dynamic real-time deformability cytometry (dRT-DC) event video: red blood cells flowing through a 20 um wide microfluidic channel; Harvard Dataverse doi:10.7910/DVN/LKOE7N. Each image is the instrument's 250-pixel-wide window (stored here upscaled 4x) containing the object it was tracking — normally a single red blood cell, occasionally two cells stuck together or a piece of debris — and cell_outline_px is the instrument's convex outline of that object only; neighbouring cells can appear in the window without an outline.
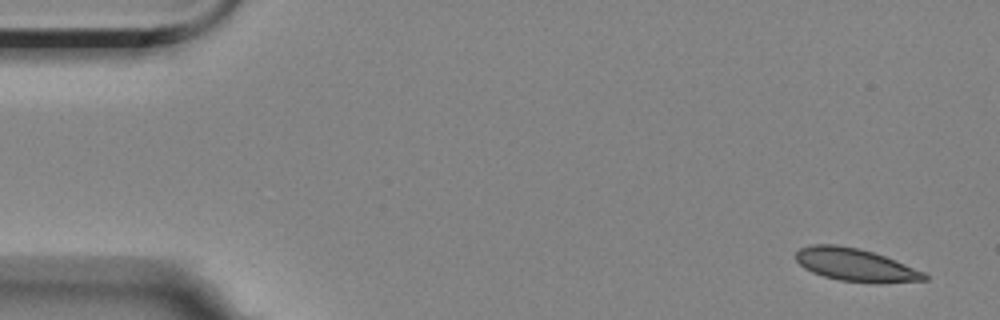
{"species": "Egyptian fruit bat (a non-hibernating species)", "species_latin": "Rousettus aegyptiacus", "temperature_condition": "room temperature", "stored_images_in_passage": 5, "camera_frame_rate_fps": 3000, "um_per_image_px": 0.085, "animal": {"sex": "female"}, "frame": {"image": 1, "passage_image": 1, "time_ms": 0.0, "image_size_px": [1000, 320], "cell_outline_px": [[928, 280], [880, 284], [840, 280], [824, 276], [812, 272], [804, 268], [796, 260], [796, 252], [800, 248], [812, 244], [836, 244], [856, 248], [872, 252], [884, 256], [924, 272], [928, 276]], "centroid_in_image_um": [72.72, 22.53], "position_along_channel_um": 12.3, "area_um2": 24.51}}